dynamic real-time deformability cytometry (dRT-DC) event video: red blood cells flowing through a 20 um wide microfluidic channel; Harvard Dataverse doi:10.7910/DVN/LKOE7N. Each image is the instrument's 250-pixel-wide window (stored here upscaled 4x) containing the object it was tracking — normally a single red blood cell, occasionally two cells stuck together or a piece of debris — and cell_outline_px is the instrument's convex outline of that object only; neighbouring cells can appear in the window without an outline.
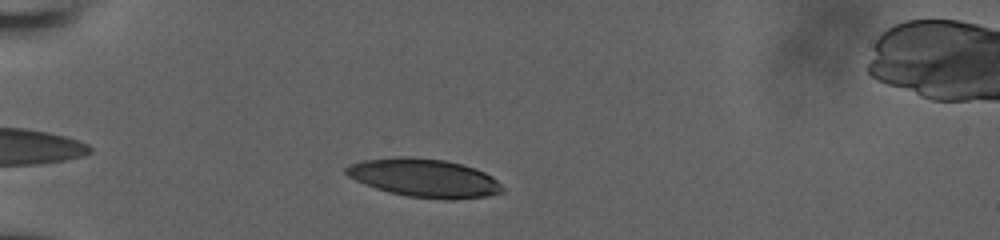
{"species": "human", "species_latin": "Homo sapiens", "temperature_condition": "room temperature", "stored_images_in_passage": 39, "camera_frame_rate_fps": 3000, "um_per_image_px": 0.085, "donor": {"sex": "male"}, "frame": {"image": 1, "passage_image": 7, "time_ms": 2.0, "image_size_px": [1000, 240], "cell_outline_px": [[504, 192], [488, 196], [456, 200], [452, 200], [408, 196], [388, 192], [364, 184], [348, 176], [344, 172], [344, 168], [348, 164], [364, 160], [396, 156], [408, 156], [444, 160], [476, 168], [492, 176], [504, 188]], "centroid_in_image_um": [36.06, 15.12], "position_along_channel_um": 48.9, "area_um2": 35.14}}
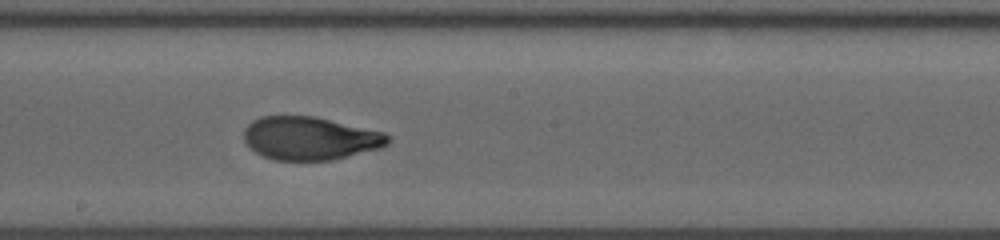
{"frame": {"image": 2, "passage_image": 23, "time_ms": 7.333, "image_size_px": [1000, 240], "cell_outline_px": [[388, 144], [380, 148], [332, 160], [272, 160], [248, 148], [244, 140], [244, 128], [252, 120], [260, 116], [316, 116], [384, 132], [388, 136]], "centroid_in_image_um": [26.31, 11.75], "position_along_channel_um": 221.9, "area_um2": 36.36}}
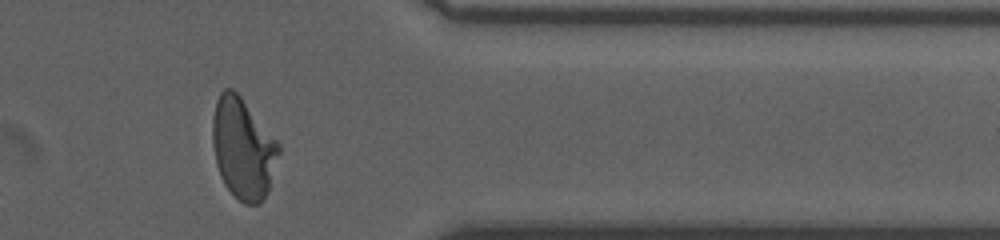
{"frame": {"image": 3, "passage_image": 37, "time_ms": 12.0, "image_size_px": [1000, 240], "cell_outline_px": [[280, 152], [268, 192], [260, 204], [244, 204], [224, 184], [220, 176], [216, 164], [212, 144], [212, 120], [216, 100], [220, 92], [224, 88], [232, 88], [240, 96], [280, 144]], "centroid_in_image_um": [20.65, 12.62], "position_along_channel_um": 390.8, "area_um2": 38.9}, "authors_computed_cell_mechanics": {"area_um2": 36.8186, "velocity_mm_per_s": 3.8354, "shape_relaxation_time_tau1_ms": 3.7505, "shape_relaxation_time_tau2_ms": 1.1277, "deformation_change_tau1": 0.1726, "deformation_change_tau2": 0.0692}}